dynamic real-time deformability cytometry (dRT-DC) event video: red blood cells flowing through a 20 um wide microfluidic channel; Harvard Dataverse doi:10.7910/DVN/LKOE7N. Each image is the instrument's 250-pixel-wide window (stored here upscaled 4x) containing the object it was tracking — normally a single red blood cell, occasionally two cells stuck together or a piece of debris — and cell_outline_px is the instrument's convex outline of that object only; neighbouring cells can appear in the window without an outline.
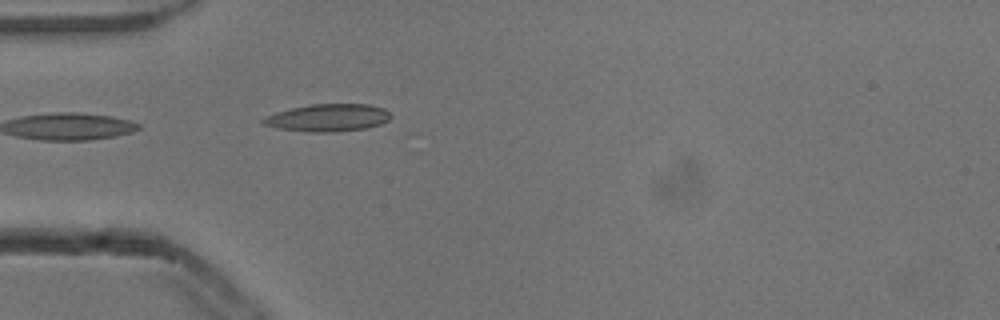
{"species": "common noctule bat (a hibernating species)", "species_latin": "Nyctalus noctula", "temperature_condition": "cold", "stored_images_in_passage": 4, "camera_frame_rate_fps": 3000, "um_per_image_px": 0.085, "animal": {"sex": "male", "body_mass_g": 13.3}, "frame": {"image": 1, "passage_image": 4, "time_ms": 1.0, "image_size_px": [1000, 320], "cell_outline_px": [[392, 116], [388, 120], [380, 124], [364, 128], [332, 132], [312, 132], [280, 128], [264, 124], [260, 120], [276, 112], [308, 104], [368, 104], [384, 108]], "centroid_in_image_um": [27.9, 9.99], "position_along_channel_um": 57.1, "area_um2": 20.11}}